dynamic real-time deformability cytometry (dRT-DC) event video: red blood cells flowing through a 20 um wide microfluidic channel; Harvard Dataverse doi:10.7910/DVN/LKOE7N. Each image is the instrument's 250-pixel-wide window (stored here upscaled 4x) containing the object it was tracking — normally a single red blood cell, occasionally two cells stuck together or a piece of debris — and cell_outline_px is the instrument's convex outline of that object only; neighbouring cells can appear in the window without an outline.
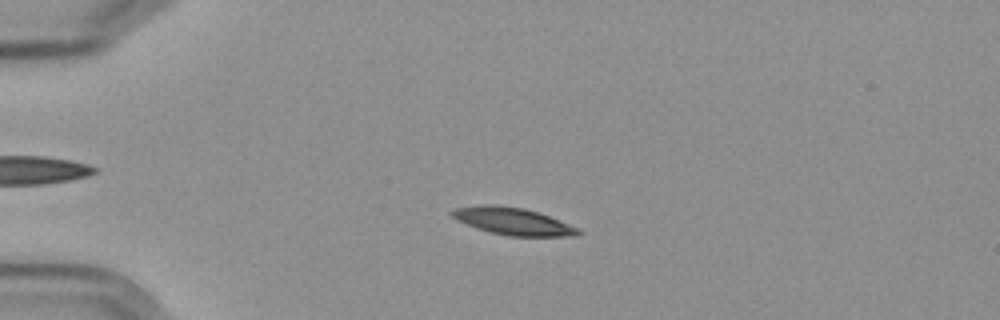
{"species": "Egyptian fruit bat (a non-hibernating species)", "species_latin": "Rousettus aegyptiacus", "temperature_condition": "cold", "stored_images_in_passage": 6, "camera_frame_rate_fps": 3000, "um_per_image_px": 0.085, "frame": {"image": 1, "passage_image": 4, "time_ms": 3.333, "image_size_px": [1000, 320], "cell_outline_px": [[584, 232], [576, 236], [508, 236], [488, 232], [476, 228], [456, 220], [452, 216], [452, 212], [456, 208], [524, 208], [548, 216], [580, 228]], "centroid_in_image_um": [43.74, 18.89], "position_along_channel_um": 41.3, "area_um2": 18.9}}
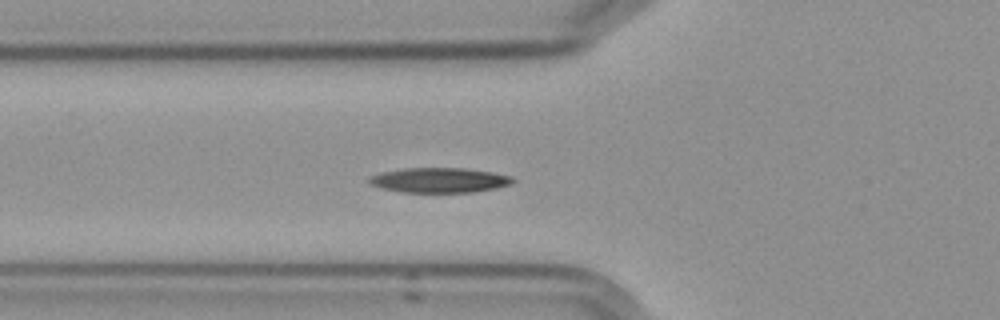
{"frame": {"image": 2, "passage_image": 6, "time_ms": 5.667, "image_size_px": [1000, 320], "cell_outline_px": [[516, 180], [512, 184], [496, 188], [472, 192], [400, 192], [380, 188], [368, 184], [368, 176], [380, 172], [404, 168], [464, 168], [492, 172], [512, 176]], "centroid_in_image_um": [37.31, 15.31], "position_along_channel_um": 88.5, "area_um2": 21.1}}